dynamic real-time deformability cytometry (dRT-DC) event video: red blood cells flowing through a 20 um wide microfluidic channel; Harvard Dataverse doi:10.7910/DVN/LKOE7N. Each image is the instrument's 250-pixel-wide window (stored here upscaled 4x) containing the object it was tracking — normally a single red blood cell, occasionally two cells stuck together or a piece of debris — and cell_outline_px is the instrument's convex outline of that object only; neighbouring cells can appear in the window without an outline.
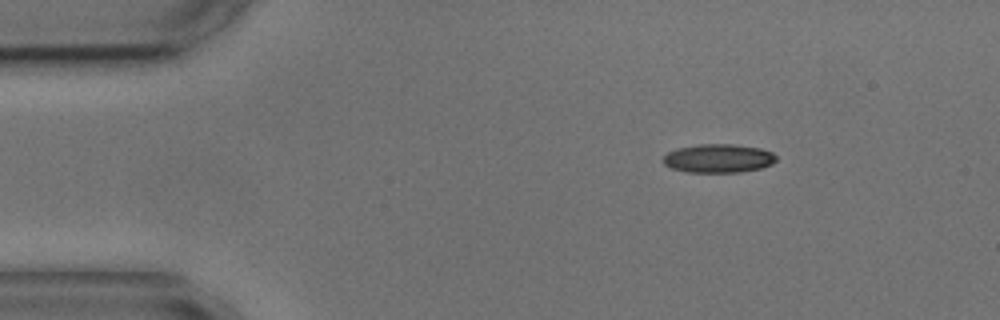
{"species": "common noctule bat (a hibernating species)", "species_latin": "Nyctalus noctula", "temperature_condition": "cold", "stored_images_in_passage": 3, "camera_frame_rate_fps": 3000, "um_per_image_px": 0.085, "animal": {"sex": "male", "body_mass_g": 17.9, "forearm_length_mm": 54.2}, "frame": {"image": 1, "passage_image": 1, "time_ms": 0.0, "image_size_px": [1000, 320], "cell_outline_px": [[776, 160], [772, 164], [760, 168], [740, 172], [688, 172], [672, 168], [664, 164], [664, 156], [668, 152], [676, 148], [700, 144], [732, 144], [760, 148], [772, 152], [776, 156]], "centroid_in_image_um": [61.07, 13.45], "position_along_channel_um": 23.9, "area_um2": 18.79}}